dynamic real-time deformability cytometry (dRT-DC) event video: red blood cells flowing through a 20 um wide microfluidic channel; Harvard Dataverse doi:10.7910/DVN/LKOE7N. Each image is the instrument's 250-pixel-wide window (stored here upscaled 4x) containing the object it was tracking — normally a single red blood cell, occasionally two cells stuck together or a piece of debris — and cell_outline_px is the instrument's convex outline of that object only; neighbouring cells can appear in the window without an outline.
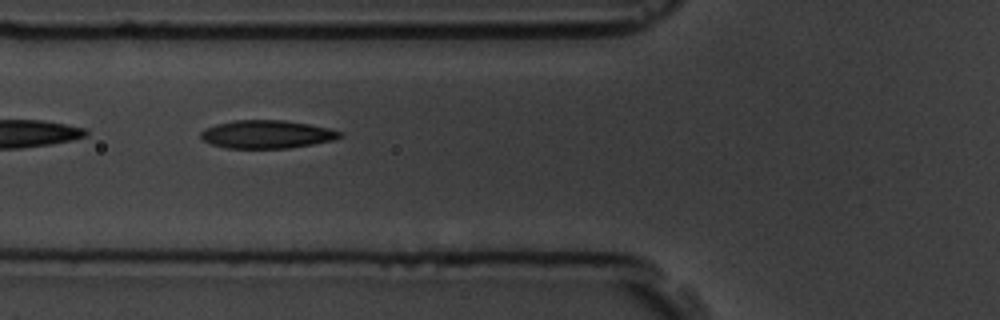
{"species": "common noctule bat (a hibernating species)", "species_latin": "Nyctalus noctula", "temperature_condition": "room temperature", "stored_images_in_passage": 3, "camera_frame_rate_fps": 3000, "um_per_image_px": 0.085, "animal": {"sex": "male", "body_mass_g": 19.5, "forearm_length_mm": 54.6}, "frame": {"image": 1, "passage_image": 2, "time_ms": 1.333, "image_size_px": [1000, 320], "cell_outline_px": [[344, 136], [332, 140], [312, 144], [288, 148], [228, 148], [212, 144], [204, 140], [200, 136], [200, 132], [204, 128], [216, 124], [232, 120], [284, 120], [308, 124], [328, 128], [344, 132]], "centroid_in_image_um": [22.68, 11.41], "position_along_channel_um": 103.1, "area_um2": 22.77}}
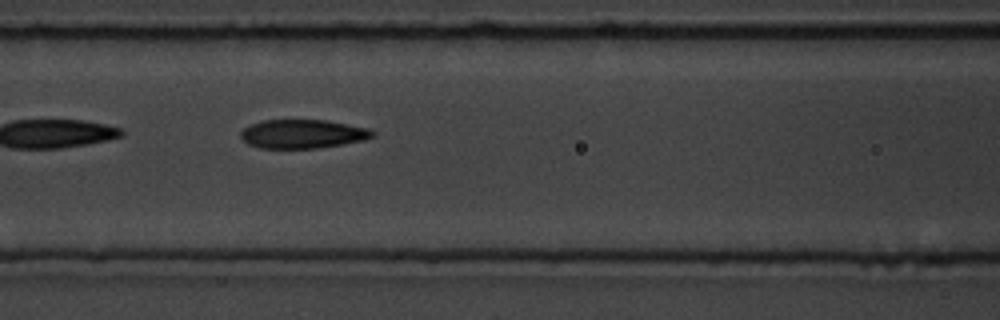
{"frame": {"image": 2, "passage_image": 3, "time_ms": 2.333, "image_size_px": [1000, 320], "cell_outline_px": [[376, 136], [364, 140], [316, 148], [260, 148], [248, 144], [240, 136], [240, 132], [244, 128], [252, 124], [264, 120], [324, 120], [368, 128], [376, 132]], "centroid_in_image_um": [25.73, 11.38], "position_along_channel_um": 140.9, "area_um2": 21.96}}